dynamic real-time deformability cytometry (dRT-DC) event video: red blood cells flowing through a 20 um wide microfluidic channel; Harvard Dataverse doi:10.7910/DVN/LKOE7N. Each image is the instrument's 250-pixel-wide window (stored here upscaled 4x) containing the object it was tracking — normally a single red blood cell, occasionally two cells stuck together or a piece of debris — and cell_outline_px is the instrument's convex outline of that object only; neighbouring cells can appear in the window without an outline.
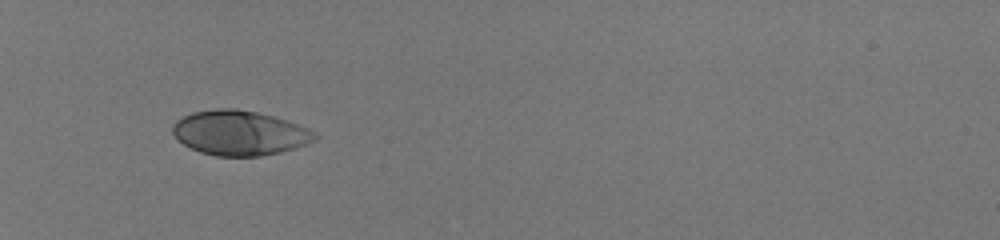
{"species": "human", "species_latin": "Homo sapiens", "temperature_condition": "room temperature", "stored_images_in_passage": 33, "camera_frame_rate_fps": 3000, "um_per_image_px": 0.085, "donor": {"sex": "male"}, "frame": {"image": 1, "passage_image": 1, "time_ms": 0.0, "image_size_px": [1000, 240], "cell_outline_px": [[320, 136], [316, 140], [280, 152], [260, 156], [216, 156], [200, 152], [176, 140], [172, 132], [172, 124], [176, 120], [192, 112], [216, 108], [236, 108], [256, 112], [288, 120], [308, 128], [316, 132]], "centroid_in_image_um": [20.35, 11.29], "position_along_channel_um": 64.6, "area_um2": 37.22}}
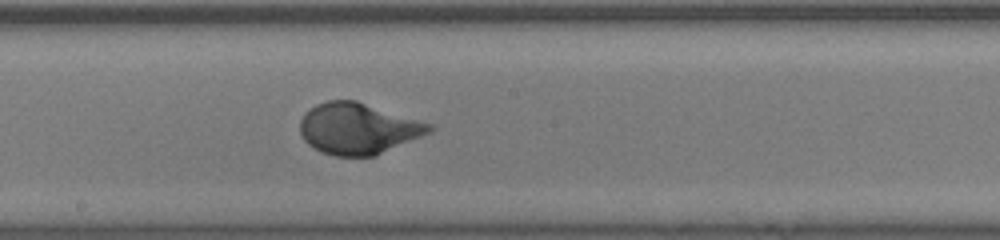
{"frame": {"image": 2, "passage_image": 14, "time_ms": 4.333, "image_size_px": [1000, 240], "cell_outline_px": [[436, 128], [432, 132], [372, 156], [332, 156], [320, 152], [312, 148], [304, 140], [300, 132], [300, 120], [304, 112], [316, 104], [328, 100], [356, 100], [432, 124]], "centroid_in_image_um": [30.41, 10.92], "position_along_channel_um": 217.8, "area_um2": 38.61}}
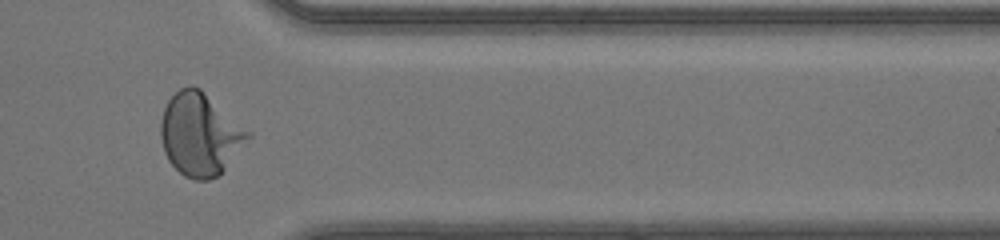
{"frame": {"image": 3, "passage_image": 27, "time_ms": 8.667, "image_size_px": [1000, 240], "cell_outline_px": [[252, 136], [224, 168], [216, 176], [208, 180], [192, 180], [184, 176], [168, 160], [164, 152], [160, 136], [160, 120], [164, 108], [168, 100], [180, 88], [188, 84], [192, 84], [200, 88], [252, 132]], "centroid_in_image_um": [16.99, 11.39], "position_along_channel_um": 394.4, "area_um2": 42.02}, "authors_computed_cell_mechanics": {"area_um2": 38.6104, "velocity_mm_per_s": 4.1269, "shape_relaxation_time_tau1_ms": 2.9886, "shape_relaxation_time_tau2_ms": null, "deformation_change_tau1": 0.208, "deformation_change_tau2": null}}